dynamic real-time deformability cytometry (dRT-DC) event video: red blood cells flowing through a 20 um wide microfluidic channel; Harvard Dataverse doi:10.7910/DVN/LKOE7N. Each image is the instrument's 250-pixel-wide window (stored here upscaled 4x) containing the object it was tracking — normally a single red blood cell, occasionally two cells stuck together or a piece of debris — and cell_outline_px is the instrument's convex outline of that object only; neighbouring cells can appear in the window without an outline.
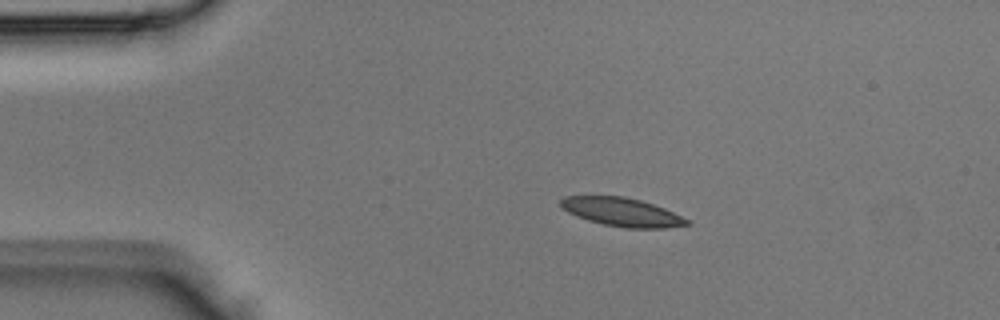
{"species": "Egyptian fruit bat (a non-hibernating species)", "species_latin": "Rousettus aegyptiacus", "temperature_condition": "room temperature", "stored_images_in_passage": 3, "camera_frame_rate_fps": 3000, "um_per_image_px": 0.085, "animal": {"sex": "male"}, "frame": {"image": 1, "passage_image": 2, "time_ms": 0.333, "image_size_px": [1000, 320], "cell_outline_px": [[692, 224], [664, 228], [628, 228], [604, 224], [588, 220], [576, 216], [568, 212], [560, 204], [560, 200], [564, 196], [624, 196], [640, 200], [664, 208], [688, 220]], "centroid_in_image_um": [52.85, 18.02], "position_along_channel_um": 32.2, "area_um2": 20.69}}